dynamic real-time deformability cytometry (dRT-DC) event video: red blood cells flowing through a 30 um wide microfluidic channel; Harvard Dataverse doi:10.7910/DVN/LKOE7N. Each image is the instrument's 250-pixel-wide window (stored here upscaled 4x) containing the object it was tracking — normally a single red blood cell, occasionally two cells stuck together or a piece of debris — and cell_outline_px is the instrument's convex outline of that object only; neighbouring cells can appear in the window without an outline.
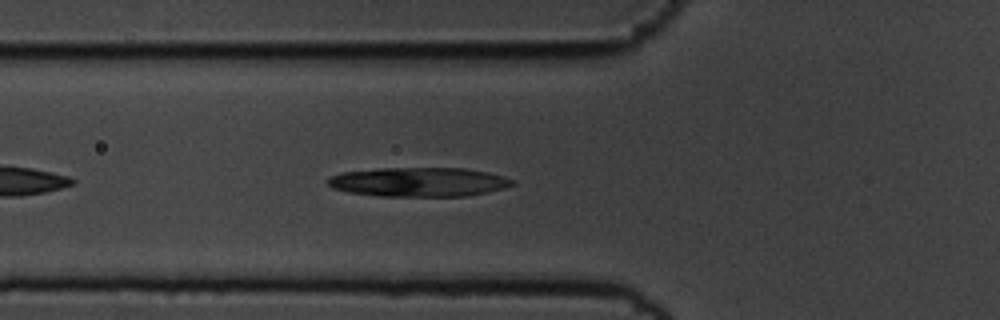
{"species": "common noctule bat (a hibernating species)", "species_latin": "Nyctalus noctula", "temperature_condition": "cold", "stored_images_in_passage": 37, "camera_frame_rate_fps": 3000, "um_per_image_px": 0.085, "animal": {"sex": "male", "body_mass_g": 19.5, "forearm_length_mm": 54.6}, "frame": {"image": 1, "passage_image": 6, "time_ms": 1.667, "image_size_px": [1000, 320], "cell_outline_px": [[516, 184], [504, 188], [468, 196], [380, 196], [348, 192], [332, 188], [328, 184], [328, 176], [340, 172], [380, 168], [464, 168], [488, 172], [504, 176], [516, 180]], "centroid_in_image_um": [35.6, 15.46], "position_along_channel_um": 90.2, "area_um2": 31.67}}
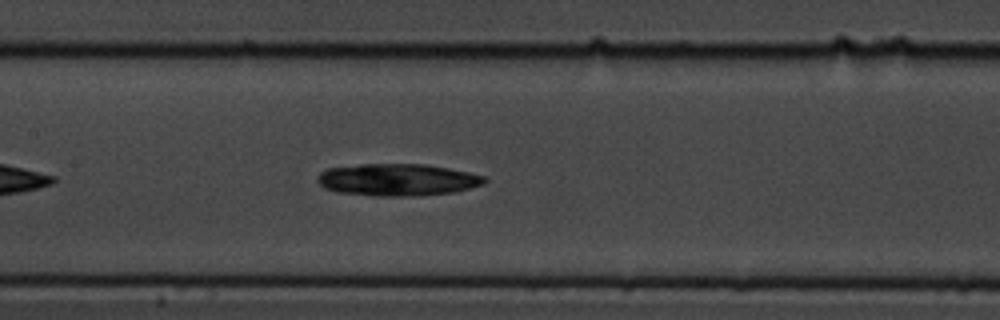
{"frame": {"image": 2, "passage_image": 13, "time_ms": 4.0, "image_size_px": [1000, 320], "cell_outline_px": [[488, 180], [484, 184], [456, 192], [416, 196], [372, 196], [336, 192], [324, 188], [316, 180], [316, 176], [320, 172], [328, 168], [360, 164], [424, 164], [448, 168], [468, 172], [484, 176]], "centroid_in_image_um": [33.77, 15.29], "position_along_channel_um": 173.6, "area_um2": 31.56}}
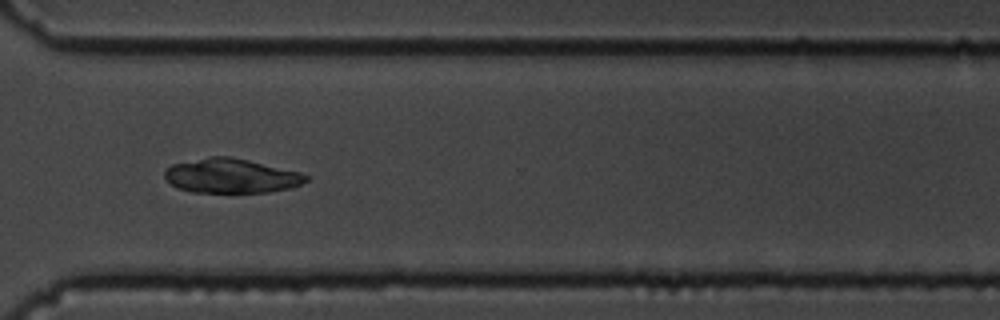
{"frame": {"image": 3, "passage_image": 28, "time_ms": 9.0, "image_size_px": [1000, 320], "cell_outline_px": [[312, 176], [308, 180], [292, 188], [268, 192], [192, 192], [176, 188], [164, 176], [164, 172], [172, 164], [212, 156], [232, 156], [300, 172]], "centroid_in_image_um": [19.69, 14.95], "position_along_channel_um": 350.9, "area_um2": 28.38}, "authors_computed_cell_mechanics": {"area_um2": 29.478, "velocity_mm_per_s": 3.5551, "shape_relaxation_time_tau1_ms": 6.6851, "shape_relaxation_time_tau2_ms": null, "deformation_change_tau1": 0.1766, "deformation_change_tau2": null}}